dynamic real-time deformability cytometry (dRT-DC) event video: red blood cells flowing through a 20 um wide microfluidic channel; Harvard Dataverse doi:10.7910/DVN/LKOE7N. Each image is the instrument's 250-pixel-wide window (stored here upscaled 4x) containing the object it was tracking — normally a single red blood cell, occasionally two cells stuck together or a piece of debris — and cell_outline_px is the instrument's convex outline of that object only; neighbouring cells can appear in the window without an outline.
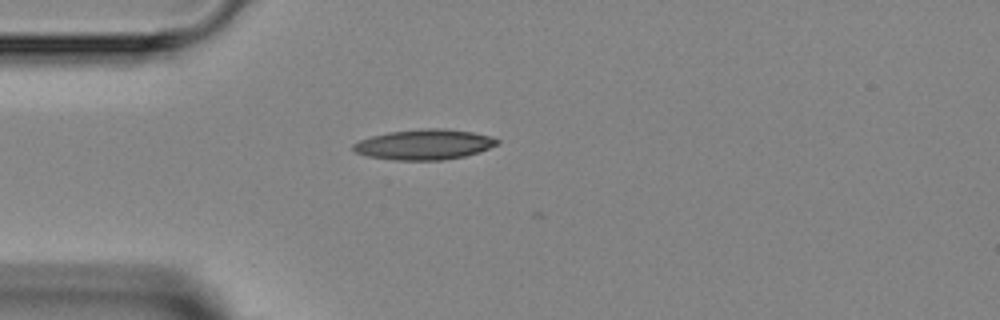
{"species": "Egyptian fruit bat (a non-hibernating species)", "species_latin": "Rousettus aegyptiacus", "temperature_condition": "room temperature", "stored_images_in_passage": 2, "camera_frame_rate_fps": 3000, "um_per_image_px": 0.085, "animal": {"sex": "female"}, "frame": {"image": 1, "passage_image": 2, "time_ms": 1.667, "image_size_px": [1000, 320], "cell_outline_px": [[500, 144], [480, 152], [464, 156], [440, 160], [396, 160], [368, 156], [356, 152], [352, 148], [352, 144], [360, 140], [372, 136], [388, 132], [420, 128], [444, 128], [472, 132], [492, 136], [500, 140]], "centroid_in_image_um": [36.1, 12.27], "position_along_channel_um": 48.9, "area_um2": 25.55}}